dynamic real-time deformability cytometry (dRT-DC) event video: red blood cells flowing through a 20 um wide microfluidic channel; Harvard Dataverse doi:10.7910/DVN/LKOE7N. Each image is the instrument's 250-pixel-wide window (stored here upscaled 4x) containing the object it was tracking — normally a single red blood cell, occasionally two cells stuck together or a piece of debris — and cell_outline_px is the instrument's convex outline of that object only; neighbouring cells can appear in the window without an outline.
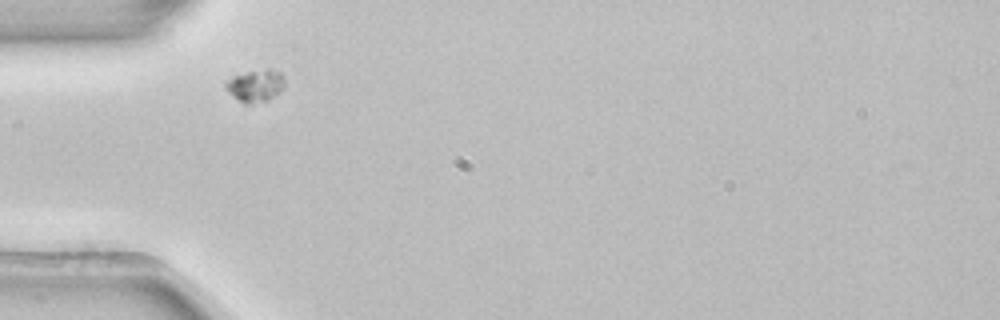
{"species": "common noctule bat (a hibernating species)", "species_latin": "Nyctalus noctula", "temperature_condition": "room temperature", "stored_images_in_passage": 2, "camera_frame_rate_fps": 3000, "um_per_image_px": 0.085, "animal": {"sex": "female", "body_mass_g": 22.7, "forearm_length_mm": 54.2}, "frame": {"image": 1, "passage_image": 1, "time_ms": 0.0, "image_size_px": [1000, 320], "cell_outline_px": [[284, 88], [268, 100], [248, 104], [244, 104], [232, 96], [224, 88], [224, 84], [232, 76], [248, 72], [268, 68], [280, 72], [284, 76]], "centroid_in_image_um": [21.7, 7.28], "position_along_channel_um": 63.3, "area_um2": 11.1}}